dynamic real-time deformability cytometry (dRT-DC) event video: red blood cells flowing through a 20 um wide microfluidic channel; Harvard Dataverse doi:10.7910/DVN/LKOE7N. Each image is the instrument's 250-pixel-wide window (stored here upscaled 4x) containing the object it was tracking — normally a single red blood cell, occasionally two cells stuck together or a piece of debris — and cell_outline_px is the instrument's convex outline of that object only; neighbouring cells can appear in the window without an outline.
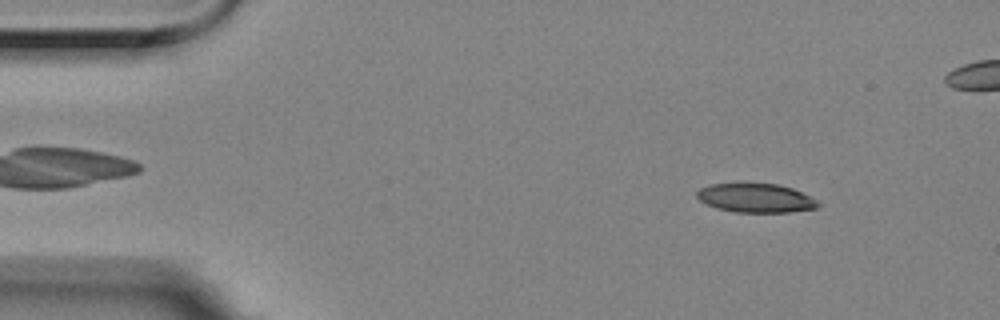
{"species": "Egyptian fruit bat (a non-hibernating species)", "species_latin": "Rousettus aegyptiacus", "temperature_condition": "room temperature", "stored_images_in_passage": 57, "camera_frame_rate_fps": 3000, "um_per_image_px": 0.085, "animal": {"sex": "female"}, "frame": {"image": 1, "passage_image": 6, "time_ms": 1.667, "image_size_px": [1000, 320], "cell_outline_px": [[824, 204], [816, 208], [788, 212], [736, 212], [716, 208], [700, 200], [696, 196], [696, 192], [700, 188], [708, 184], [740, 180], [776, 184], [792, 188]], "centroid_in_image_um": [64.18, 16.78], "position_along_channel_um": 20.8, "area_um2": 21.21}}
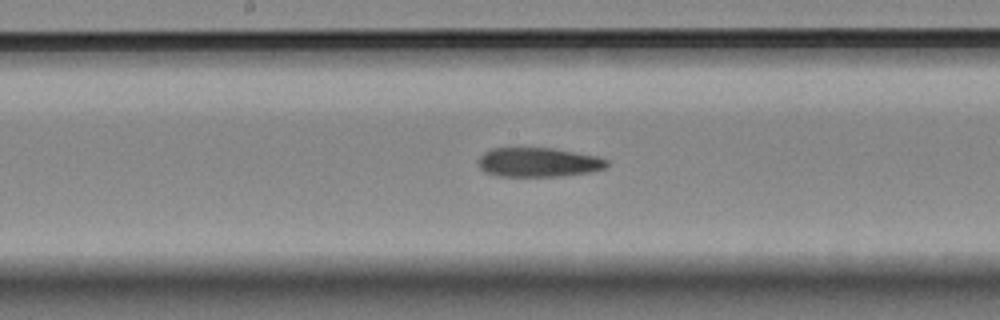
{"frame": {"image": 2, "passage_image": 28, "time_ms": 9.0, "image_size_px": [1000, 320], "cell_outline_px": [[608, 164], [604, 168], [592, 172], [560, 176], [496, 176], [484, 172], [476, 164], [476, 160], [484, 152], [492, 148], [552, 148], [596, 156], [608, 160]], "centroid_in_image_um": [45.7, 13.8], "position_along_channel_um": 202.5, "area_um2": 22.08}}
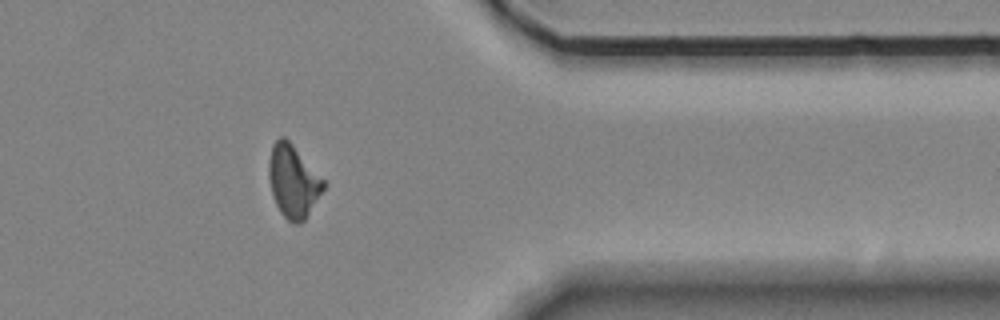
{"frame": {"image": 3, "passage_image": 45, "time_ms": 14.667, "image_size_px": [1000, 320], "cell_outline_px": [[324, 188], [304, 220], [300, 224], [292, 224], [280, 212], [272, 196], [268, 176], [268, 164], [272, 144], [280, 136], [284, 136], [292, 144], [324, 180]], "centroid_in_image_um": [24.88, 15.41], "position_along_channel_um": 386.5, "area_um2": 22.89}, "authors_computed_cell_mechanics": {"area_um2": 22.3686, "velocity_mm_per_s": 3.5234, "shape_relaxation_time_tau1_ms": null, "shape_relaxation_time_tau2_ms": 9.1109, "deformation_change_tau1": null, "deformation_change_tau2": 0.2115}}